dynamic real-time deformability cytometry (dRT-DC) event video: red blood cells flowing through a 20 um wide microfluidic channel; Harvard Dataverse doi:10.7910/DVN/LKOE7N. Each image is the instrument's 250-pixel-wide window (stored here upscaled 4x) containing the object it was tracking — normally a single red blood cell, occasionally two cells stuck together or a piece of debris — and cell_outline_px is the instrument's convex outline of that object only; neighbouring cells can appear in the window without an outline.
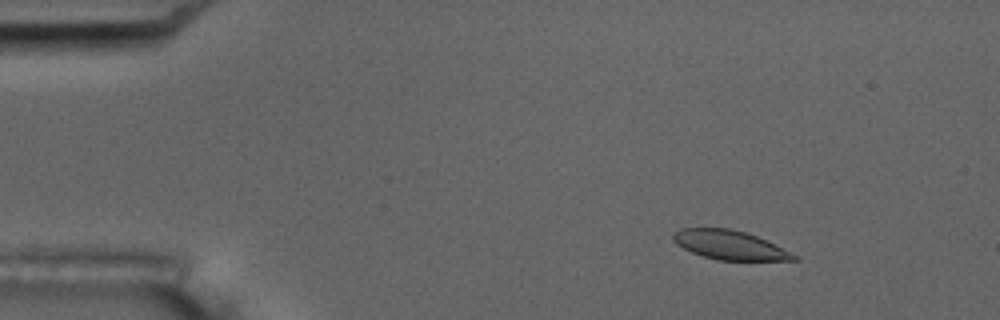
{"species": "common noctule bat (a hibernating species)", "species_latin": "Nyctalus noctula", "temperature_condition": "room temperature", "stored_images_in_passage": 4, "camera_frame_rate_fps": 3000, "um_per_image_px": 0.085, "animal": {"sex": "male", "body_mass_g": 17.5, "forearm_length_mm": 52.3}, "frame": {"image": 1, "passage_image": 1, "time_ms": 0.0, "image_size_px": [1000, 320], "cell_outline_px": [[800, 260], [716, 260], [692, 252], [676, 244], [672, 240], [672, 232], [680, 228], [732, 228], [756, 236], [800, 256]], "centroid_in_image_um": [62.0, 20.82], "position_along_channel_um": 23.0, "area_um2": 20.46}}